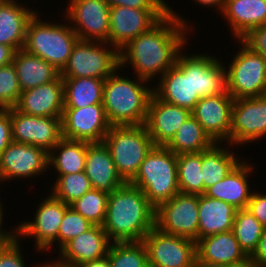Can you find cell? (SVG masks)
<instances>
[{"label": "cell", "mask_w": 266, "mask_h": 267, "mask_svg": "<svg viewBox=\"0 0 266 267\" xmlns=\"http://www.w3.org/2000/svg\"><path fill=\"white\" fill-rule=\"evenodd\" d=\"M250 265H266V227L253 254L249 257Z\"/></svg>", "instance_id": "obj_48"}, {"label": "cell", "mask_w": 266, "mask_h": 267, "mask_svg": "<svg viewBox=\"0 0 266 267\" xmlns=\"http://www.w3.org/2000/svg\"><path fill=\"white\" fill-rule=\"evenodd\" d=\"M62 12L79 40L108 43L110 5L105 0H69Z\"/></svg>", "instance_id": "obj_11"}, {"label": "cell", "mask_w": 266, "mask_h": 267, "mask_svg": "<svg viewBox=\"0 0 266 267\" xmlns=\"http://www.w3.org/2000/svg\"><path fill=\"white\" fill-rule=\"evenodd\" d=\"M120 68L119 50L109 43L78 40L62 78H97L105 80Z\"/></svg>", "instance_id": "obj_8"}, {"label": "cell", "mask_w": 266, "mask_h": 267, "mask_svg": "<svg viewBox=\"0 0 266 267\" xmlns=\"http://www.w3.org/2000/svg\"><path fill=\"white\" fill-rule=\"evenodd\" d=\"M250 161L243 158L221 181L209 187L205 195L229 203L236 209H246L254 191L249 183H252L250 176L255 175L256 169L255 163Z\"/></svg>", "instance_id": "obj_23"}, {"label": "cell", "mask_w": 266, "mask_h": 267, "mask_svg": "<svg viewBox=\"0 0 266 267\" xmlns=\"http://www.w3.org/2000/svg\"><path fill=\"white\" fill-rule=\"evenodd\" d=\"M149 267H192L196 258V241L168 235L156 227L144 237Z\"/></svg>", "instance_id": "obj_14"}, {"label": "cell", "mask_w": 266, "mask_h": 267, "mask_svg": "<svg viewBox=\"0 0 266 267\" xmlns=\"http://www.w3.org/2000/svg\"><path fill=\"white\" fill-rule=\"evenodd\" d=\"M84 172L95 190L111 193L125 184L104 142L87 145Z\"/></svg>", "instance_id": "obj_26"}, {"label": "cell", "mask_w": 266, "mask_h": 267, "mask_svg": "<svg viewBox=\"0 0 266 267\" xmlns=\"http://www.w3.org/2000/svg\"><path fill=\"white\" fill-rule=\"evenodd\" d=\"M196 257L204 262L232 267L250 266L249 257L240 248L232 230L197 240Z\"/></svg>", "instance_id": "obj_25"}, {"label": "cell", "mask_w": 266, "mask_h": 267, "mask_svg": "<svg viewBox=\"0 0 266 267\" xmlns=\"http://www.w3.org/2000/svg\"><path fill=\"white\" fill-rule=\"evenodd\" d=\"M169 9L110 7L108 43L118 50L152 27Z\"/></svg>", "instance_id": "obj_18"}, {"label": "cell", "mask_w": 266, "mask_h": 267, "mask_svg": "<svg viewBox=\"0 0 266 267\" xmlns=\"http://www.w3.org/2000/svg\"><path fill=\"white\" fill-rule=\"evenodd\" d=\"M48 168V152L45 149L12 141L0 153V185L3 187L2 184L15 179L33 180L44 173L49 175L46 174Z\"/></svg>", "instance_id": "obj_13"}, {"label": "cell", "mask_w": 266, "mask_h": 267, "mask_svg": "<svg viewBox=\"0 0 266 267\" xmlns=\"http://www.w3.org/2000/svg\"><path fill=\"white\" fill-rule=\"evenodd\" d=\"M130 184L140 188L156 209L179 193L177 155L164 146H154Z\"/></svg>", "instance_id": "obj_5"}, {"label": "cell", "mask_w": 266, "mask_h": 267, "mask_svg": "<svg viewBox=\"0 0 266 267\" xmlns=\"http://www.w3.org/2000/svg\"><path fill=\"white\" fill-rule=\"evenodd\" d=\"M240 40L266 60V25L252 28Z\"/></svg>", "instance_id": "obj_43"}, {"label": "cell", "mask_w": 266, "mask_h": 267, "mask_svg": "<svg viewBox=\"0 0 266 267\" xmlns=\"http://www.w3.org/2000/svg\"><path fill=\"white\" fill-rule=\"evenodd\" d=\"M93 224L86 220L81 214L69 207L58 230V253L69 241L83 232L89 230Z\"/></svg>", "instance_id": "obj_40"}, {"label": "cell", "mask_w": 266, "mask_h": 267, "mask_svg": "<svg viewBox=\"0 0 266 267\" xmlns=\"http://www.w3.org/2000/svg\"><path fill=\"white\" fill-rule=\"evenodd\" d=\"M64 83V108H82L102 104L103 79L62 78Z\"/></svg>", "instance_id": "obj_34"}, {"label": "cell", "mask_w": 266, "mask_h": 267, "mask_svg": "<svg viewBox=\"0 0 266 267\" xmlns=\"http://www.w3.org/2000/svg\"><path fill=\"white\" fill-rule=\"evenodd\" d=\"M257 188L253 191L247 208L266 227V192H261Z\"/></svg>", "instance_id": "obj_45"}, {"label": "cell", "mask_w": 266, "mask_h": 267, "mask_svg": "<svg viewBox=\"0 0 266 267\" xmlns=\"http://www.w3.org/2000/svg\"><path fill=\"white\" fill-rule=\"evenodd\" d=\"M43 267H53V265L48 261Z\"/></svg>", "instance_id": "obj_53"}, {"label": "cell", "mask_w": 266, "mask_h": 267, "mask_svg": "<svg viewBox=\"0 0 266 267\" xmlns=\"http://www.w3.org/2000/svg\"><path fill=\"white\" fill-rule=\"evenodd\" d=\"M103 142L125 183L135 178L141 163L154 147L145 125L111 126Z\"/></svg>", "instance_id": "obj_6"}, {"label": "cell", "mask_w": 266, "mask_h": 267, "mask_svg": "<svg viewBox=\"0 0 266 267\" xmlns=\"http://www.w3.org/2000/svg\"><path fill=\"white\" fill-rule=\"evenodd\" d=\"M108 197L109 193L107 192L91 189L71 203L70 207L91 224L103 226L106 219Z\"/></svg>", "instance_id": "obj_39"}, {"label": "cell", "mask_w": 266, "mask_h": 267, "mask_svg": "<svg viewBox=\"0 0 266 267\" xmlns=\"http://www.w3.org/2000/svg\"><path fill=\"white\" fill-rule=\"evenodd\" d=\"M237 209L224 201L199 195L198 240L207 236L231 231Z\"/></svg>", "instance_id": "obj_29"}, {"label": "cell", "mask_w": 266, "mask_h": 267, "mask_svg": "<svg viewBox=\"0 0 266 267\" xmlns=\"http://www.w3.org/2000/svg\"><path fill=\"white\" fill-rule=\"evenodd\" d=\"M121 71L118 68L104 81L102 105L108 121L111 126L144 125L153 94L152 83L135 75L133 80L119 74Z\"/></svg>", "instance_id": "obj_3"}, {"label": "cell", "mask_w": 266, "mask_h": 267, "mask_svg": "<svg viewBox=\"0 0 266 267\" xmlns=\"http://www.w3.org/2000/svg\"><path fill=\"white\" fill-rule=\"evenodd\" d=\"M234 98L228 93L202 97L192 111L204 131L215 143H229Z\"/></svg>", "instance_id": "obj_19"}, {"label": "cell", "mask_w": 266, "mask_h": 267, "mask_svg": "<svg viewBox=\"0 0 266 267\" xmlns=\"http://www.w3.org/2000/svg\"><path fill=\"white\" fill-rule=\"evenodd\" d=\"M15 108L27 115L62 117L64 83L61 76L55 81L21 92Z\"/></svg>", "instance_id": "obj_24"}, {"label": "cell", "mask_w": 266, "mask_h": 267, "mask_svg": "<svg viewBox=\"0 0 266 267\" xmlns=\"http://www.w3.org/2000/svg\"><path fill=\"white\" fill-rule=\"evenodd\" d=\"M266 138V94L234 99L229 144L242 148Z\"/></svg>", "instance_id": "obj_12"}, {"label": "cell", "mask_w": 266, "mask_h": 267, "mask_svg": "<svg viewBox=\"0 0 266 267\" xmlns=\"http://www.w3.org/2000/svg\"><path fill=\"white\" fill-rule=\"evenodd\" d=\"M24 2L28 1L2 0L0 3V44L13 47L16 51L23 49L28 23L38 11L35 6Z\"/></svg>", "instance_id": "obj_27"}, {"label": "cell", "mask_w": 266, "mask_h": 267, "mask_svg": "<svg viewBox=\"0 0 266 267\" xmlns=\"http://www.w3.org/2000/svg\"><path fill=\"white\" fill-rule=\"evenodd\" d=\"M177 175L179 192L185 194H204L201 171V152L177 155Z\"/></svg>", "instance_id": "obj_35"}, {"label": "cell", "mask_w": 266, "mask_h": 267, "mask_svg": "<svg viewBox=\"0 0 266 267\" xmlns=\"http://www.w3.org/2000/svg\"><path fill=\"white\" fill-rule=\"evenodd\" d=\"M153 93L162 101L186 108L191 112L200 99L193 92L192 71L178 57L175 65L155 82Z\"/></svg>", "instance_id": "obj_22"}, {"label": "cell", "mask_w": 266, "mask_h": 267, "mask_svg": "<svg viewBox=\"0 0 266 267\" xmlns=\"http://www.w3.org/2000/svg\"><path fill=\"white\" fill-rule=\"evenodd\" d=\"M13 65L21 91L55 81L60 76V71L53 65L24 49L15 52Z\"/></svg>", "instance_id": "obj_31"}, {"label": "cell", "mask_w": 266, "mask_h": 267, "mask_svg": "<svg viewBox=\"0 0 266 267\" xmlns=\"http://www.w3.org/2000/svg\"><path fill=\"white\" fill-rule=\"evenodd\" d=\"M107 257L111 267H149L143 241L111 243Z\"/></svg>", "instance_id": "obj_37"}, {"label": "cell", "mask_w": 266, "mask_h": 267, "mask_svg": "<svg viewBox=\"0 0 266 267\" xmlns=\"http://www.w3.org/2000/svg\"><path fill=\"white\" fill-rule=\"evenodd\" d=\"M192 267H232V266L225 264L204 262L196 257L192 263Z\"/></svg>", "instance_id": "obj_52"}, {"label": "cell", "mask_w": 266, "mask_h": 267, "mask_svg": "<svg viewBox=\"0 0 266 267\" xmlns=\"http://www.w3.org/2000/svg\"><path fill=\"white\" fill-rule=\"evenodd\" d=\"M111 242L103 226L93 225L86 232L73 238L49 262L54 267H77L78 265L103 258ZM57 257V258H56ZM54 260V261H51Z\"/></svg>", "instance_id": "obj_20"}, {"label": "cell", "mask_w": 266, "mask_h": 267, "mask_svg": "<svg viewBox=\"0 0 266 267\" xmlns=\"http://www.w3.org/2000/svg\"><path fill=\"white\" fill-rule=\"evenodd\" d=\"M42 13L37 11L30 19L23 49L44 59L61 72L79 38L65 17L63 23L57 20L51 22L43 20Z\"/></svg>", "instance_id": "obj_4"}, {"label": "cell", "mask_w": 266, "mask_h": 267, "mask_svg": "<svg viewBox=\"0 0 266 267\" xmlns=\"http://www.w3.org/2000/svg\"><path fill=\"white\" fill-rule=\"evenodd\" d=\"M186 19L169 4L164 16L119 50L120 68L127 70L131 66L133 75L155 83L175 65L178 54L189 44V36L196 30L194 19L193 23Z\"/></svg>", "instance_id": "obj_1"}, {"label": "cell", "mask_w": 266, "mask_h": 267, "mask_svg": "<svg viewBox=\"0 0 266 267\" xmlns=\"http://www.w3.org/2000/svg\"><path fill=\"white\" fill-rule=\"evenodd\" d=\"M110 7L124 6L134 9H169L165 0H105Z\"/></svg>", "instance_id": "obj_44"}, {"label": "cell", "mask_w": 266, "mask_h": 267, "mask_svg": "<svg viewBox=\"0 0 266 267\" xmlns=\"http://www.w3.org/2000/svg\"><path fill=\"white\" fill-rule=\"evenodd\" d=\"M225 146V147H224ZM229 143H215L210 149L201 152V171L206 190L221 181L244 157L234 151Z\"/></svg>", "instance_id": "obj_30"}, {"label": "cell", "mask_w": 266, "mask_h": 267, "mask_svg": "<svg viewBox=\"0 0 266 267\" xmlns=\"http://www.w3.org/2000/svg\"><path fill=\"white\" fill-rule=\"evenodd\" d=\"M264 228L248 209H237L232 231L248 257L256 250Z\"/></svg>", "instance_id": "obj_36"}, {"label": "cell", "mask_w": 266, "mask_h": 267, "mask_svg": "<svg viewBox=\"0 0 266 267\" xmlns=\"http://www.w3.org/2000/svg\"><path fill=\"white\" fill-rule=\"evenodd\" d=\"M16 50L5 44H0V67L13 63Z\"/></svg>", "instance_id": "obj_49"}, {"label": "cell", "mask_w": 266, "mask_h": 267, "mask_svg": "<svg viewBox=\"0 0 266 267\" xmlns=\"http://www.w3.org/2000/svg\"><path fill=\"white\" fill-rule=\"evenodd\" d=\"M47 196V197H46ZM43 201L39 200L36 211L33 213L31 221L18 223V238H29L34 240V252H48L51 249L58 248V230L70 205L56 198L51 192L47 194ZM56 245V246H55ZM55 246V247H53Z\"/></svg>", "instance_id": "obj_9"}, {"label": "cell", "mask_w": 266, "mask_h": 267, "mask_svg": "<svg viewBox=\"0 0 266 267\" xmlns=\"http://www.w3.org/2000/svg\"><path fill=\"white\" fill-rule=\"evenodd\" d=\"M249 267H266V265H257V266L250 265Z\"/></svg>", "instance_id": "obj_54"}, {"label": "cell", "mask_w": 266, "mask_h": 267, "mask_svg": "<svg viewBox=\"0 0 266 267\" xmlns=\"http://www.w3.org/2000/svg\"><path fill=\"white\" fill-rule=\"evenodd\" d=\"M178 54V58L192 71L193 92L200 98L227 92L224 60L207 52H192L187 47ZM188 52V53H186ZM189 54V55H188Z\"/></svg>", "instance_id": "obj_16"}, {"label": "cell", "mask_w": 266, "mask_h": 267, "mask_svg": "<svg viewBox=\"0 0 266 267\" xmlns=\"http://www.w3.org/2000/svg\"><path fill=\"white\" fill-rule=\"evenodd\" d=\"M56 179V180H55ZM50 192L65 204L70 205L92 189L85 172L55 175Z\"/></svg>", "instance_id": "obj_38"}, {"label": "cell", "mask_w": 266, "mask_h": 267, "mask_svg": "<svg viewBox=\"0 0 266 267\" xmlns=\"http://www.w3.org/2000/svg\"><path fill=\"white\" fill-rule=\"evenodd\" d=\"M11 115L12 140L41 147L48 153L63 138L62 117L32 116L15 107L6 109Z\"/></svg>", "instance_id": "obj_15"}, {"label": "cell", "mask_w": 266, "mask_h": 267, "mask_svg": "<svg viewBox=\"0 0 266 267\" xmlns=\"http://www.w3.org/2000/svg\"><path fill=\"white\" fill-rule=\"evenodd\" d=\"M11 115L0 109V153L12 142Z\"/></svg>", "instance_id": "obj_46"}, {"label": "cell", "mask_w": 266, "mask_h": 267, "mask_svg": "<svg viewBox=\"0 0 266 267\" xmlns=\"http://www.w3.org/2000/svg\"><path fill=\"white\" fill-rule=\"evenodd\" d=\"M77 267H111V264L109 262V259L106 256L103 258L97 259V260H92L88 262H84Z\"/></svg>", "instance_id": "obj_51"}, {"label": "cell", "mask_w": 266, "mask_h": 267, "mask_svg": "<svg viewBox=\"0 0 266 267\" xmlns=\"http://www.w3.org/2000/svg\"><path fill=\"white\" fill-rule=\"evenodd\" d=\"M198 194L177 193L155 209V227L168 235L198 240Z\"/></svg>", "instance_id": "obj_10"}, {"label": "cell", "mask_w": 266, "mask_h": 267, "mask_svg": "<svg viewBox=\"0 0 266 267\" xmlns=\"http://www.w3.org/2000/svg\"><path fill=\"white\" fill-rule=\"evenodd\" d=\"M215 142L191 114L180 125L171 141L165 146L174 154L198 153L210 149Z\"/></svg>", "instance_id": "obj_33"}, {"label": "cell", "mask_w": 266, "mask_h": 267, "mask_svg": "<svg viewBox=\"0 0 266 267\" xmlns=\"http://www.w3.org/2000/svg\"><path fill=\"white\" fill-rule=\"evenodd\" d=\"M238 50L225 64L227 92L234 98H251L266 94V60L240 39ZM228 64V65H227Z\"/></svg>", "instance_id": "obj_7"}, {"label": "cell", "mask_w": 266, "mask_h": 267, "mask_svg": "<svg viewBox=\"0 0 266 267\" xmlns=\"http://www.w3.org/2000/svg\"><path fill=\"white\" fill-rule=\"evenodd\" d=\"M1 196V195H0ZM0 197V248L7 246L11 243H13L17 238H18V225L16 224V226H11V229H8L10 231H8L7 229L5 230V226L4 225V204L3 201ZM4 226V228H3Z\"/></svg>", "instance_id": "obj_47"}, {"label": "cell", "mask_w": 266, "mask_h": 267, "mask_svg": "<svg viewBox=\"0 0 266 267\" xmlns=\"http://www.w3.org/2000/svg\"><path fill=\"white\" fill-rule=\"evenodd\" d=\"M192 112L186 108L166 103L152 94L147 110L145 127L154 146H166L178 128Z\"/></svg>", "instance_id": "obj_21"}, {"label": "cell", "mask_w": 266, "mask_h": 267, "mask_svg": "<svg viewBox=\"0 0 266 267\" xmlns=\"http://www.w3.org/2000/svg\"><path fill=\"white\" fill-rule=\"evenodd\" d=\"M21 242L22 239L17 238L13 243L0 248V267H43L48 262L46 260L42 264L41 262H34L36 265L26 264L22 255L23 243L21 245Z\"/></svg>", "instance_id": "obj_42"}, {"label": "cell", "mask_w": 266, "mask_h": 267, "mask_svg": "<svg viewBox=\"0 0 266 267\" xmlns=\"http://www.w3.org/2000/svg\"><path fill=\"white\" fill-rule=\"evenodd\" d=\"M21 92L13 63L0 67V109L15 107Z\"/></svg>", "instance_id": "obj_41"}, {"label": "cell", "mask_w": 266, "mask_h": 267, "mask_svg": "<svg viewBox=\"0 0 266 267\" xmlns=\"http://www.w3.org/2000/svg\"><path fill=\"white\" fill-rule=\"evenodd\" d=\"M155 227V208L143 191L125 183L109 193L103 229L111 243L143 241Z\"/></svg>", "instance_id": "obj_2"}, {"label": "cell", "mask_w": 266, "mask_h": 267, "mask_svg": "<svg viewBox=\"0 0 266 267\" xmlns=\"http://www.w3.org/2000/svg\"><path fill=\"white\" fill-rule=\"evenodd\" d=\"M111 125L102 104L82 108H64L62 136L66 139L88 143L103 142Z\"/></svg>", "instance_id": "obj_17"}, {"label": "cell", "mask_w": 266, "mask_h": 267, "mask_svg": "<svg viewBox=\"0 0 266 267\" xmlns=\"http://www.w3.org/2000/svg\"><path fill=\"white\" fill-rule=\"evenodd\" d=\"M233 39H240L254 27L266 25V0H226L220 13Z\"/></svg>", "instance_id": "obj_28"}, {"label": "cell", "mask_w": 266, "mask_h": 267, "mask_svg": "<svg viewBox=\"0 0 266 267\" xmlns=\"http://www.w3.org/2000/svg\"><path fill=\"white\" fill-rule=\"evenodd\" d=\"M88 144L85 141L62 138L48 153L49 173L54 170V174L57 173L55 175H67L84 171Z\"/></svg>", "instance_id": "obj_32"}, {"label": "cell", "mask_w": 266, "mask_h": 267, "mask_svg": "<svg viewBox=\"0 0 266 267\" xmlns=\"http://www.w3.org/2000/svg\"><path fill=\"white\" fill-rule=\"evenodd\" d=\"M195 4H198L202 8H214L213 10H217L218 14H220L224 8L225 0H193Z\"/></svg>", "instance_id": "obj_50"}]
</instances>
